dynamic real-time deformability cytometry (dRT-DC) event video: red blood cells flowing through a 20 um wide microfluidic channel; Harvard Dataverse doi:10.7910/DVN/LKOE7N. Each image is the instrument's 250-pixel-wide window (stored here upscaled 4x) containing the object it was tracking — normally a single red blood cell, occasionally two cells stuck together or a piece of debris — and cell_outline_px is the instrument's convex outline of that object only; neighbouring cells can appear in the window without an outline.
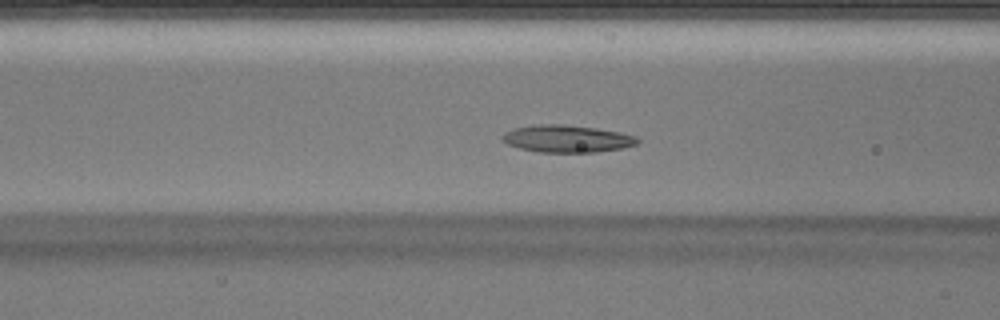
{"species": "Egyptian fruit bat (a non-hibernating species)", "species_latin": "Rousettus aegyptiacus", "temperature_condition": "warm", "stored_images_in_passage": 31, "camera_frame_rate_fps": 3000, "um_per_image_px": 0.085, "animal": {"sex": "male"}, "frame": {"image": 1, "passage_image": 4, "time_ms": 1.0, "image_size_px": [1000, 320], "cell_outline_px": [[640, 140], [636, 144], [624, 148], [596, 152], [536, 152], [520, 148], [508, 144], [500, 140], [500, 136], [504, 132], [516, 128], [540, 124], [564, 124], [596, 128], [620, 132], [636, 136]], "centroid_in_image_um": [48.18, 11.79], "position_along_channel_um": 118.4, "area_um2": 21.56}}
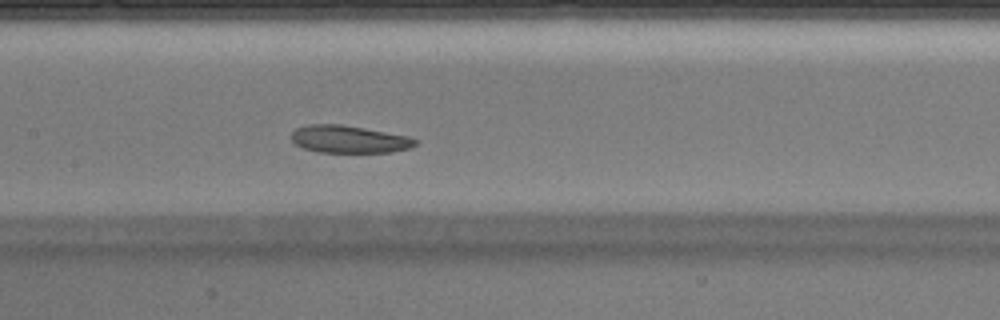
{"frame": {"image": 2, "passage_image": 8, "time_ms": 2.333, "image_size_px": [1000, 320], "cell_outline_px": [[416, 144], [412, 148], [392, 152], [320, 152], [304, 148], [296, 144], [292, 140], [292, 132], [296, 128], [308, 124], [340, 124], [364, 128], [408, 136], [416, 140]], "centroid_in_image_um": [29.67, 11.83], "position_along_channel_um": 177.7, "area_um2": 19.71}}
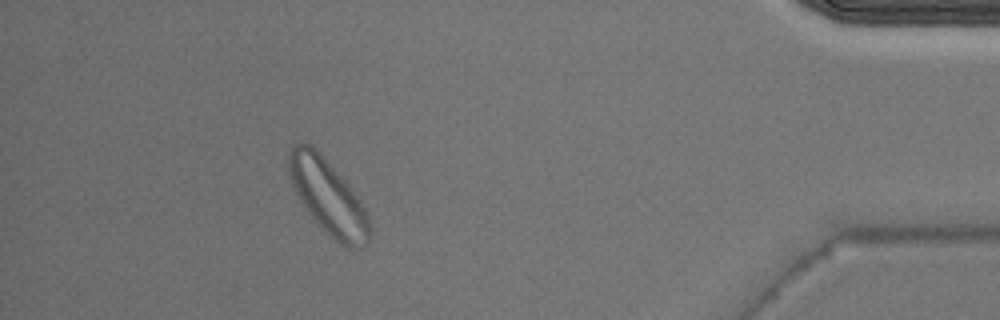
{"frame": {"image": 3, "passage_image": 27, "time_ms": 8.667, "image_size_px": [1000, 320], "cell_outline_px": [[368, 244], [364, 248], [348, 248], [340, 244], [312, 216], [292, 188], [288, 168], [288, 156], [292, 148], [296, 144], [308, 144], [320, 152], [348, 184], [364, 208], [368, 216]], "centroid_in_image_um": [27.87, 16.72], "position_along_channel_um": 407.3, "area_um2": 34.16}}